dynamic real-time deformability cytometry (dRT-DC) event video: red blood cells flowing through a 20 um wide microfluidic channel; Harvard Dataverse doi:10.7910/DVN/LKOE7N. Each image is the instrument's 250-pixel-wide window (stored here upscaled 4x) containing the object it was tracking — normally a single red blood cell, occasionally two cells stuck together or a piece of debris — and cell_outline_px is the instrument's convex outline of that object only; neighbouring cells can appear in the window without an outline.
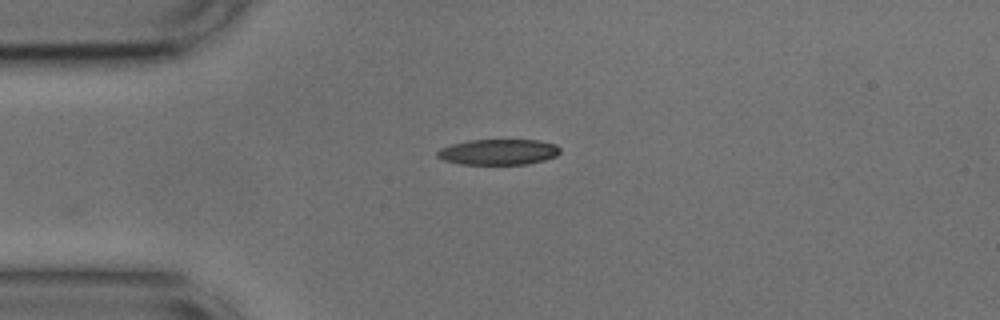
{"species": "common noctule bat (a hibernating species)", "species_latin": "Nyctalus noctula", "temperature_condition": "cold", "stored_images_in_passage": 20, "camera_frame_rate_fps": 3000, "um_per_image_px": 0.085, "animal": {"sex": "male", "body_mass_g": 17.9, "forearm_length_mm": 54.2}, "frame": {"image": 1, "passage_image": 1, "time_ms": 0.0, "image_size_px": [1000, 320], "cell_outline_px": [[560, 152], [556, 156], [544, 160], [528, 164], [460, 164], [444, 160], [436, 156], [436, 152], [440, 148], [452, 144], [468, 140], [536, 140], [556, 144], [560, 148]], "centroid_in_image_um": [42.36, 12.92], "position_along_channel_um": 42.6, "area_um2": 18.38}}
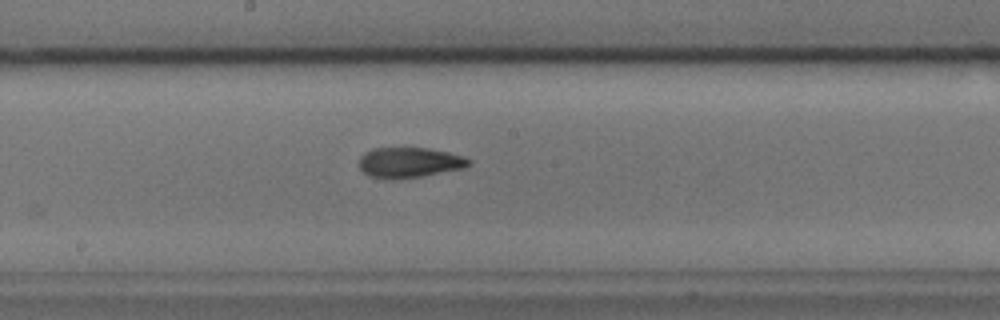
{"frame": {"image": 2, "passage_image": 16, "time_ms": 5.0, "image_size_px": [1000, 320], "cell_outline_px": [[472, 164], [464, 168], [424, 176], [392, 180], [372, 176], [364, 172], [360, 168], [360, 156], [364, 152], [372, 148], [428, 148], [448, 152], [464, 156], [472, 160]], "centroid_in_image_um": [34.83, 13.81], "position_along_channel_um": 213.4, "area_um2": 19.54}}
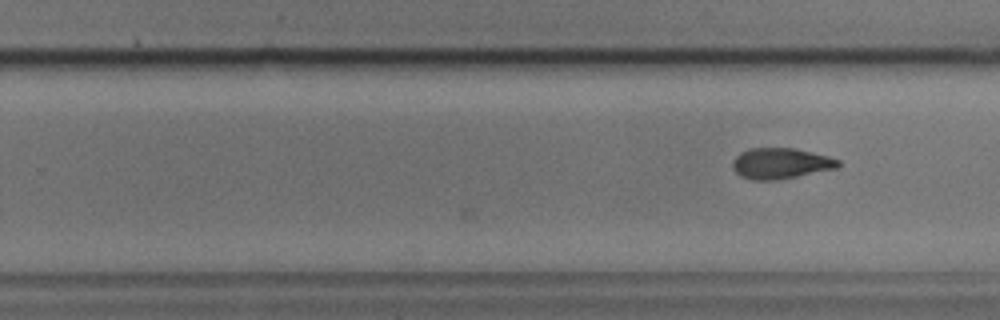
{"frame": {"image": 3, "passage_image": 20, "time_ms": 6.333, "image_size_px": [1000, 320], "cell_outline_px": [[840, 164], [836, 168], [776, 180], [752, 180], [740, 176], [732, 168], [732, 160], [740, 152], [748, 148], [796, 148], [828, 156], [840, 160]], "centroid_in_image_um": [66.31, 13.88], "position_along_channel_um": 263.5, "area_um2": 18.96}}